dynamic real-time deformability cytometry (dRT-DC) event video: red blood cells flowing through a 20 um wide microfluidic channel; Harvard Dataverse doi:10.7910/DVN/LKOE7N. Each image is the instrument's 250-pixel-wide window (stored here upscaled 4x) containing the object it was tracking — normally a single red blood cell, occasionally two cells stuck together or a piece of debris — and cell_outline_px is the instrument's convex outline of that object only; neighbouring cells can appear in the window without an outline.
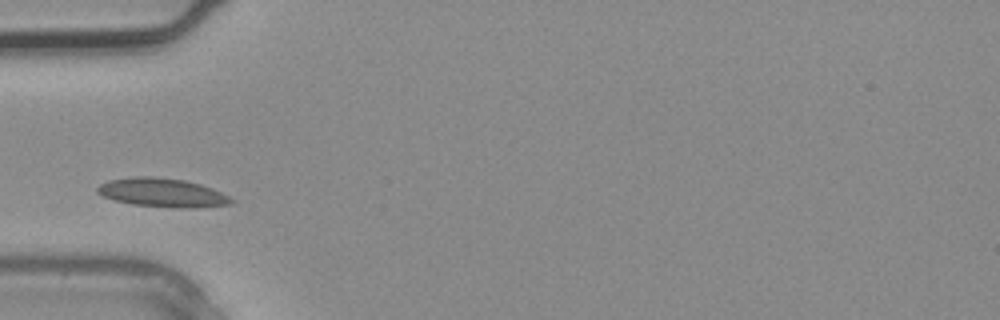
{"species": "common noctule bat (a hibernating species)", "species_latin": "Nyctalus noctula", "temperature_condition": "warm", "stored_images_in_passage": 2, "camera_frame_rate_fps": 3000, "um_per_image_px": 0.085, "animal": {"sex": "male", "body_mass_g": 20.4}, "frame": {"image": 1, "passage_image": 2, "time_ms": 0.333, "image_size_px": [1000, 320], "cell_outline_px": [[236, 200], [232, 204], [188, 208], [180, 208], [132, 204], [116, 200], [104, 196], [96, 192], [96, 188], [100, 184], [108, 180], [132, 176], [156, 176], [184, 180], [200, 184], [212, 188]], "centroid_in_image_um": [13.79, 16.36], "position_along_channel_um": 71.2, "area_um2": 22.43}}